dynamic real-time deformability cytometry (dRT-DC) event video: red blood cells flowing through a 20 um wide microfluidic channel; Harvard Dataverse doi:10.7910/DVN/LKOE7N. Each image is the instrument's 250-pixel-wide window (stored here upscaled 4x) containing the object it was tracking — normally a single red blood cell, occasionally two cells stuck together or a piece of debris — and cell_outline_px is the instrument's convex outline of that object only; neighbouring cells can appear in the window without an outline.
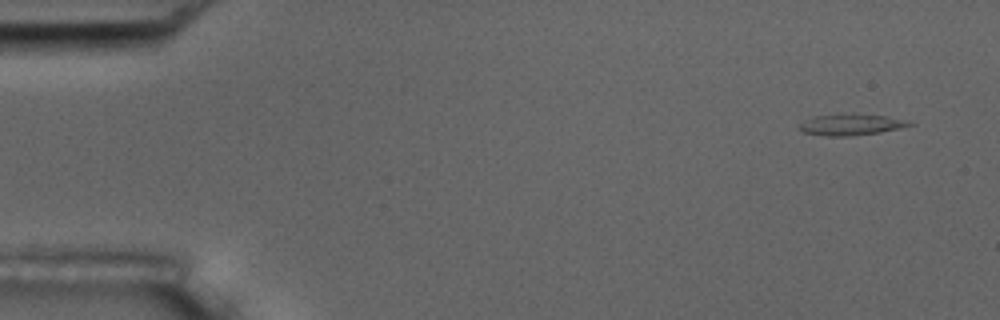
{"species": "common noctule bat (a hibernating species)", "species_latin": "Nyctalus noctula", "temperature_condition": "room temperature", "stored_images_in_passage": 9, "camera_frame_rate_fps": 3000, "um_per_image_px": 0.085, "animal": {"sex": "male", "body_mass_g": 17.5, "forearm_length_mm": 52.3}, "frame": {"image": 1, "passage_image": 1, "time_ms": 0.0, "image_size_px": [1000, 320], "cell_outline_px": [[916, 124], [880, 132], [848, 136], [824, 136], [804, 132], [796, 128], [796, 124], [812, 116], [884, 116], [904, 120]], "centroid_in_image_um": [72.22, 10.64], "position_along_channel_um": 12.8, "area_um2": 12.89}}
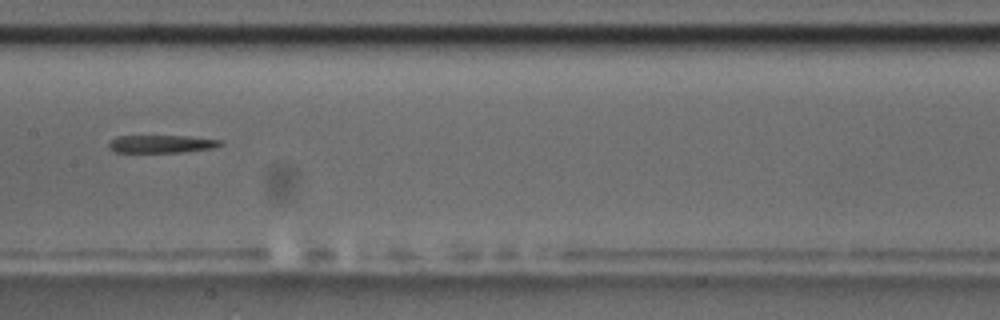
{"frame": {"image": 2, "passage_image": 8, "time_ms": 8.333, "image_size_px": [1000, 320], "cell_outline_px": [[224, 144], [212, 148], [184, 152], [116, 152], [108, 148], [108, 144], [116, 136], [188, 136], [224, 140]], "centroid_in_image_um": [13.77, 12.23], "position_along_channel_um": 193.6, "area_um2": 11.62}}
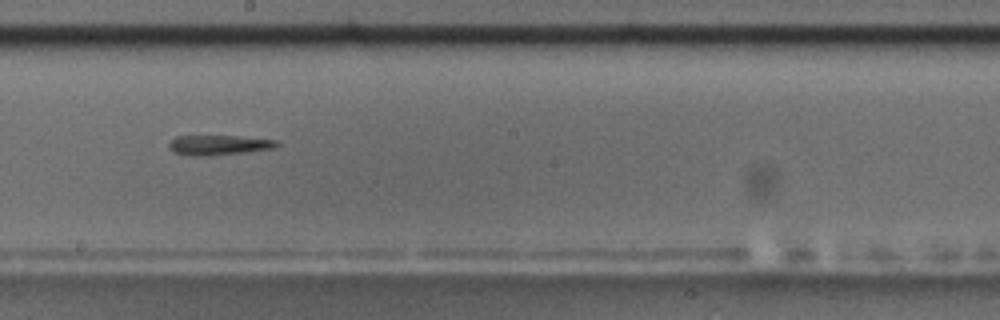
{"frame": {"image": 3, "passage_image": 9, "time_ms": 9.333, "image_size_px": [1000, 320], "cell_outline_px": [[280, 144], [272, 148], [244, 152], [208, 156], [184, 156], [172, 152], [168, 148], [168, 144], [176, 136], [236, 136], [280, 140]], "centroid_in_image_um": [18.54, 12.33], "position_along_channel_um": 229.7, "area_um2": 12.66}}